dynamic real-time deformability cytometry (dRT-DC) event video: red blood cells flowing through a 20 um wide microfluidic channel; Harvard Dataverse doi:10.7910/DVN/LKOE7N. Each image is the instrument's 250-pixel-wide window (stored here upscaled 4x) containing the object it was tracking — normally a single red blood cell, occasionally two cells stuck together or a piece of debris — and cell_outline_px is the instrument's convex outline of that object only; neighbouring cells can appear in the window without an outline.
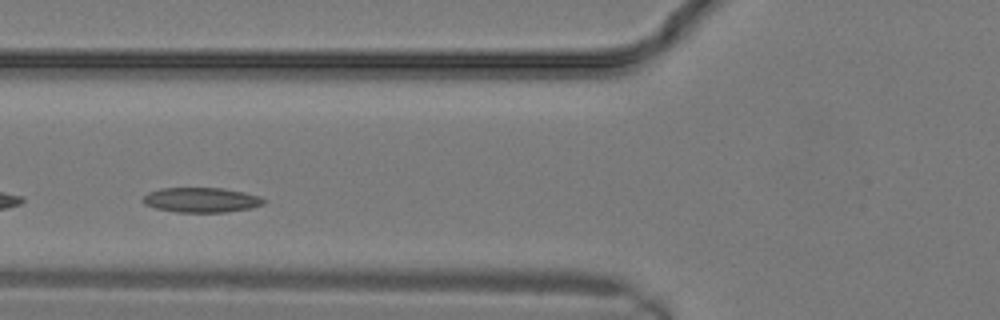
{"species": "common noctule bat (a hibernating species)", "species_latin": "Nyctalus noctula", "temperature_condition": "warm", "stored_images_in_passage": 11, "camera_frame_rate_fps": 3000, "um_per_image_px": 0.085, "animal": {"sex": "male", "body_mass_g": 19.2, "forearm_length_mm": 51.8}, "frame": {"image": 1, "passage_image": 5, "time_ms": 1.333, "image_size_px": [1000, 320], "cell_outline_px": [[268, 200], [264, 204], [248, 208], [224, 212], [176, 212], [156, 208], [144, 204], [140, 200], [148, 192], [160, 188], [224, 188], [244, 192], [260, 196]], "centroid_in_image_um": [17.1, 16.99], "position_along_channel_um": 108.7, "area_um2": 17.57}}
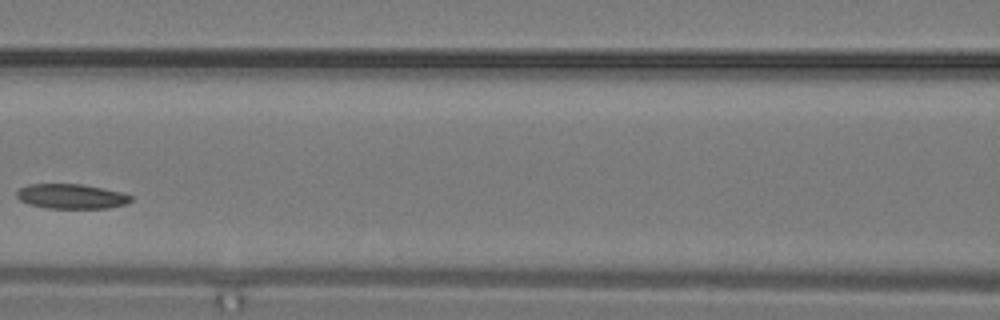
{"frame": {"image": 2, "passage_image": 7, "time_ms": 2.0, "image_size_px": [1000, 320], "cell_outline_px": [[132, 200], [128, 204], [108, 208], [48, 208], [28, 204], [20, 200], [16, 196], [16, 192], [20, 188], [28, 184], [84, 184], [104, 188], [120, 192], [132, 196]], "centroid_in_image_um": [6.08, 16.69], "position_along_channel_um": 160.5, "area_um2": 16.59}}
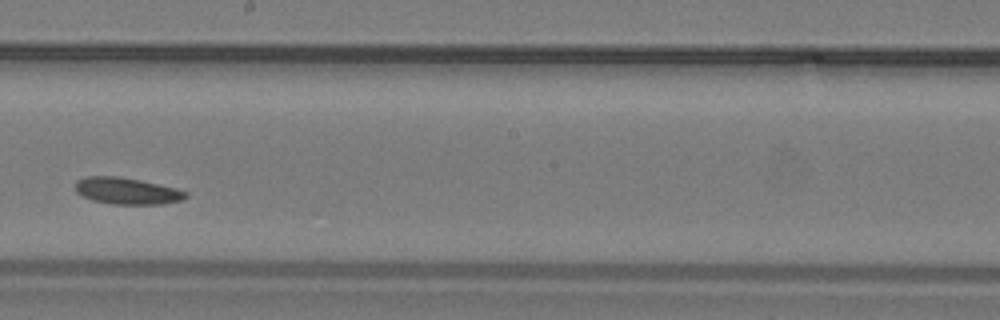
{"frame": {"image": 3, "passage_image": 10, "time_ms": 3.0, "image_size_px": [1000, 320], "cell_outline_px": [[188, 196], [184, 200], [160, 204], [112, 204], [92, 200], [76, 192], [76, 180], [84, 176], [120, 176], [140, 180], [176, 188], [188, 192]], "centroid_in_image_um": [10.8, 16.22], "position_along_channel_um": 237.4, "area_um2": 17.22}}